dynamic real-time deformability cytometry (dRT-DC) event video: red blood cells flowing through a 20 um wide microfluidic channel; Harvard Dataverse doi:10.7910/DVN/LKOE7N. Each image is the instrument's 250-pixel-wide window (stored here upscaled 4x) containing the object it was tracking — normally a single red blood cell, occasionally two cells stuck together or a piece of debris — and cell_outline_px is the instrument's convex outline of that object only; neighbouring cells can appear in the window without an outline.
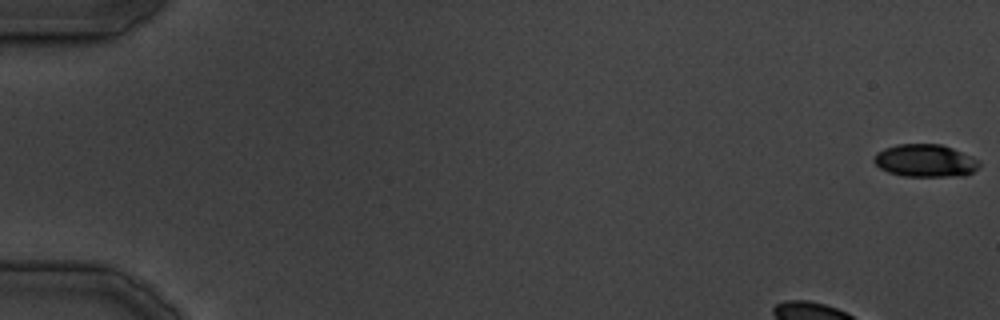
{"species": "common noctule bat (a hibernating species)", "species_latin": "Nyctalus noctula", "temperature_condition": "cold", "stored_images_in_passage": 7, "camera_frame_rate_fps": 3000, "um_per_image_px": 0.085, "animal": {"sex": "male", "body_mass_g": 19.5, "forearm_length_mm": 54.6}, "frame": {"image": 1, "passage_image": 1, "time_ms": 0.0, "image_size_px": [1000, 320], "cell_outline_px": [[980, 168], [964, 176], [900, 176], [888, 172], [880, 168], [872, 160], [876, 152], [884, 148], [896, 144], [940, 144], [952, 148], [972, 156], [980, 160]], "centroid_in_image_um": [78.65, 13.66], "position_along_channel_um": 6.3, "area_um2": 20.29}}